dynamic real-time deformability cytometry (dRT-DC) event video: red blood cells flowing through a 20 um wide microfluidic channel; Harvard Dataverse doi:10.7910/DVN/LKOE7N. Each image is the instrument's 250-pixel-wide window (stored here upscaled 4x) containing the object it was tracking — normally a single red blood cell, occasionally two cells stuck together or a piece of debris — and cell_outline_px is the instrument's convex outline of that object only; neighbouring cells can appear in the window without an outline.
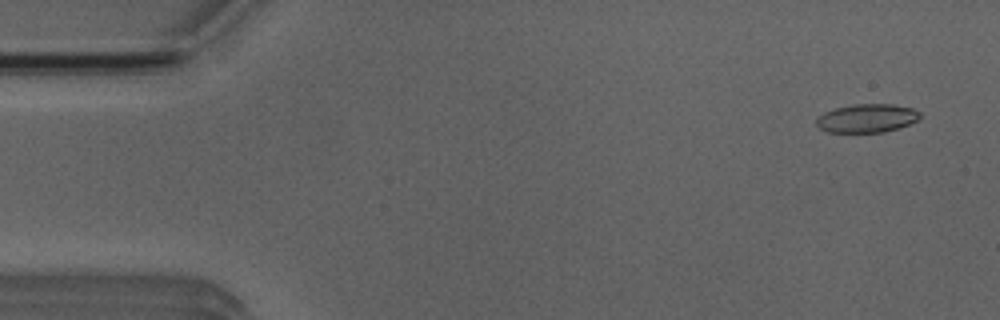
{"species": "Egyptian fruit bat (a non-hibernating species)", "species_latin": "Rousettus aegyptiacus", "temperature_condition": "room temperature", "stored_images_in_passage": 4, "camera_frame_rate_fps": 3000, "um_per_image_px": 0.085, "animal": {"sex": "male"}, "frame": {"image": 1, "passage_image": 1, "time_ms": 0.0, "image_size_px": [1000, 320], "cell_outline_px": [[920, 116], [916, 120], [908, 124], [884, 132], [828, 132], [820, 128], [816, 124], [816, 120], [824, 112], [836, 108], [852, 104], [892, 104], [912, 108], [920, 112]], "centroid_in_image_um": [73.67, 10.04], "position_along_channel_um": 11.3, "area_um2": 16.99}}